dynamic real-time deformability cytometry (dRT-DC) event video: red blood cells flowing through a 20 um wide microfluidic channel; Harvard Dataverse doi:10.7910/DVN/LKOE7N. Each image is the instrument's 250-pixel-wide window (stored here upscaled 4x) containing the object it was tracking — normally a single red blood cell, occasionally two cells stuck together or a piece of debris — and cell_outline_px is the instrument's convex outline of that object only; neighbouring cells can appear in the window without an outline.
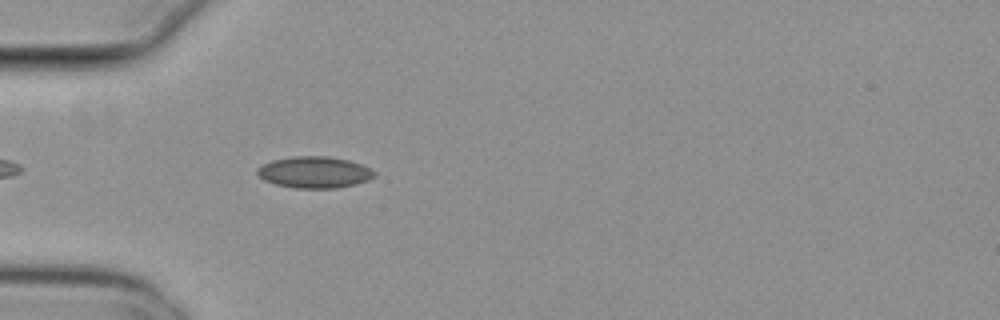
{"species": "common noctule bat (a hibernating species)", "species_latin": "Nyctalus noctula", "temperature_condition": "cold", "stored_images_in_passage": 42, "camera_frame_rate_fps": 3000, "um_per_image_px": 0.085, "animal": {"sex": "female", "body_mass_g": 29.2, "forearm_length_mm": 56.3}, "frame": {"image": 1, "passage_image": 4, "time_ms": 1.0, "image_size_px": [1000, 320], "cell_outline_px": [[376, 176], [368, 180], [356, 184], [336, 188], [296, 188], [276, 184], [264, 180], [256, 172], [256, 168], [272, 160], [292, 156], [328, 156], [348, 160], [360, 164], [376, 172]], "centroid_in_image_um": [26.72, 14.64], "position_along_channel_um": 58.3, "area_um2": 21.44}}
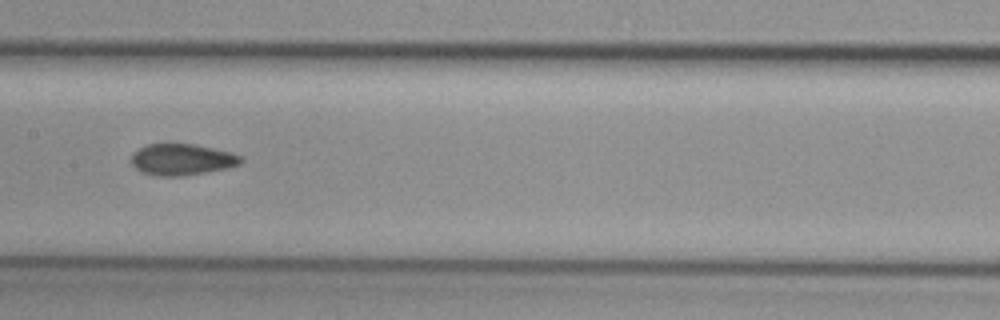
{"frame": {"image": 2, "passage_image": 15, "time_ms": 4.667, "image_size_px": [1000, 320], "cell_outline_px": [[244, 160], [240, 164], [228, 168], [184, 176], [156, 176], [140, 172], [132, 164], [132, 156], [140, 148], [148, 144], [192, 144], [232, 152], [240, 156]], "centroid_in_image_um": [15.49, 13.57], "position_along_channel_um": 191.9, "area_um2": 19.94}}
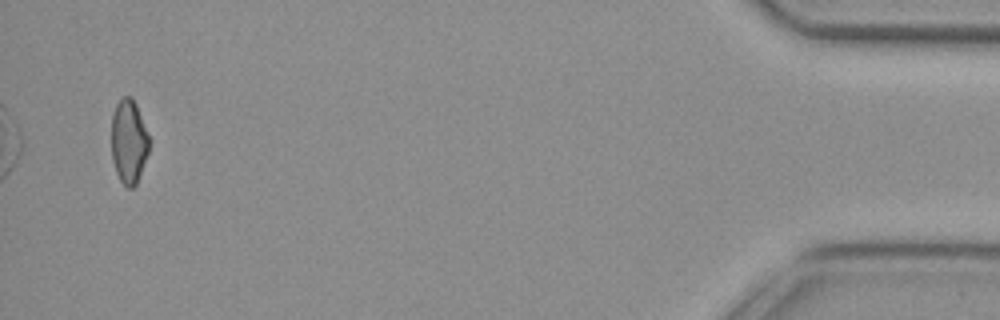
{"frame": {"image": 3, "passage_image": 40, "time_ms": 13.0, "image_size_px": [1000, 320], "cell_outline_px": [[152, 140], [148, 152], [136, 184], [132, 188], [128, 188], [120, 180], [116, 172], [112, 160], [112, 116], [116, 104], [124, 96], [132, 96], [136, 104]], "centroid_in_image_um": [10.97, 12.01], "position_along_channel_um": 424.2, "area_um2": 18.61}, "authors_computed_cell_mechanics": {"area_um2": 20.0855, "velocity_mm_per_s": 3.7948, "shape_relaxation_time_tau1_ms": null, "shape_relaxation_time_tau2_ms": 2.8709, "deformation_change_tau1": null, "deformation_change_tau2": 0.0805}}